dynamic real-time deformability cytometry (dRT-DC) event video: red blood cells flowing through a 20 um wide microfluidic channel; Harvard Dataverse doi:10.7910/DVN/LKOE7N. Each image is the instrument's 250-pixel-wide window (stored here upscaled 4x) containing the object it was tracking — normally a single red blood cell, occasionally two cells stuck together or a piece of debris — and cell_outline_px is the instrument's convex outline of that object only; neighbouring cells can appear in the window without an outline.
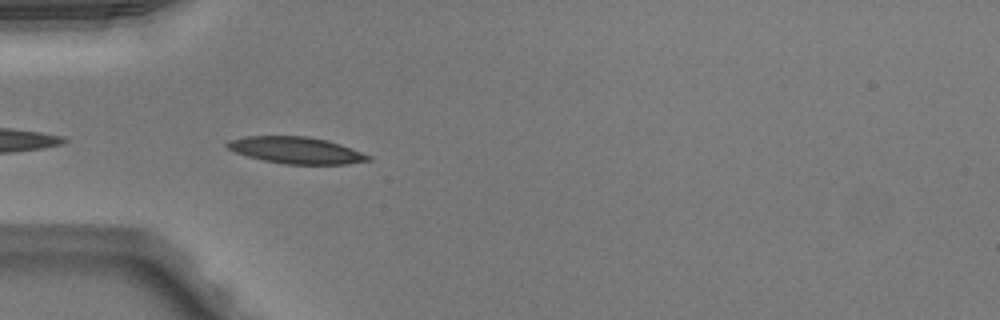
{"species": "Egyptian fruit bat (a non-hibernating species)", "species_latin": "Rousettus aegyptiacus", "temperature_condition": "warm", "stored_images_in_passage": 6, "camera_frame_rate_fps": 3000, "um_per_image_px": 0.085, "animal": {"sex": "male"}, "frame": {"image": 1, "passage_image": 2, "time_ms": 0.333, "image_size_px": [1000, 320], "cell_outline_px": [[372, 160], [348, 164], [284, 164], [264, 160], [248, 156], [236, 152], [228, 148], [224, 144], [228, 140], [248, 136], [308, 136], [328, 140], [340, 144], [372, 156]], "centroid_in_image_um": [25.19, 12.77], "position_along_channel_um": 59.8, "area_um2": 21.91}}